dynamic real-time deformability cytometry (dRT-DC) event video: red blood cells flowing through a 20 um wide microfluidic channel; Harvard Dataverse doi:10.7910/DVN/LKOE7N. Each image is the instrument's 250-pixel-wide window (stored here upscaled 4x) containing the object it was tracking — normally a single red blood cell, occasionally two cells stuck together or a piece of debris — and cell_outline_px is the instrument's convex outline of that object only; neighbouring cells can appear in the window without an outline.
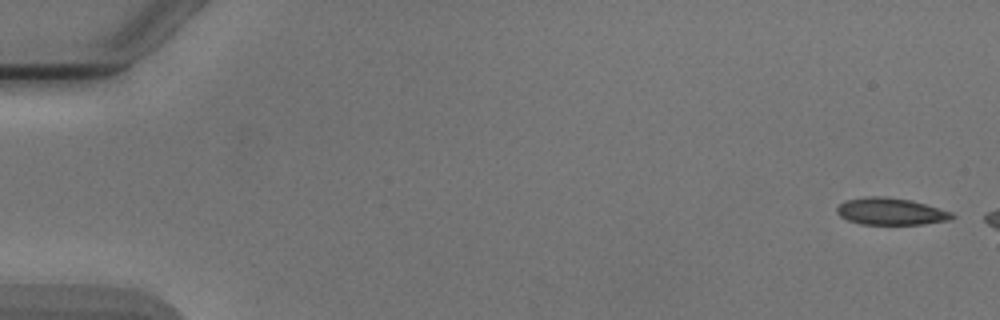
{"species": "Egyptian fruit bat (a non-hibernating species)", "species_latin": "Rousettus aegyptiacus", "temperature_condition": "cold", "stored_images_in_passage": 4, "camera_frame_rate_fps": 3000, "um_per_image_px": 0.085, "animal": {"sex": "male"}, "frame": {"image": 1, "passage_image": 1, "time_ms": 0.0, "image_size_px": [1000, 320], "cell_outline_px": [[956, 216], [948, 220], [924, 224], [860, 224], [848, 220], [840, 216], [836, 212], [836, 208], [844, 200], [864, 196], [888, 196], [912, 200], [952, 212]], "centroid_in_image_um": [75.69, 17.96], "position_along_channel_um": 9.3, "area_um2": 18.26}}